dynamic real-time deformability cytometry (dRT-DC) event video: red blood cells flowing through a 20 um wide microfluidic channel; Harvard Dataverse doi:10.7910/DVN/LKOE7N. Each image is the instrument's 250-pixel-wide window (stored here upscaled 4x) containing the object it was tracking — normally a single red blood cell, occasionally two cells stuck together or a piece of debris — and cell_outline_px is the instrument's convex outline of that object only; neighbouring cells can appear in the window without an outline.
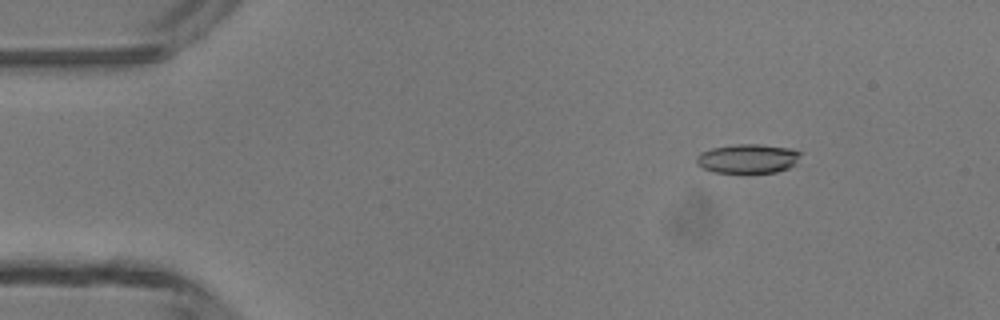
{"species": "common noctule bat (a hibernating species)", "species_latin": "Nyctalus noctula", "temperature_condition": "room temperature", "stored_images_in_passage": 3, "camera_frame_rate_fps": 3000, "um_per_image_px": 0.085, "animal": {"sex": "male", "body_mass_g": 13.3}, "frame": {"image": 1, "passage_image": 2, "time_ms": 1.0, "image_size_px": [1000, 320], "cell_outline_px": [[804, 152], [796, 164], [788, 168], [776, 172], [712, 172], [696, 164], [696, 156], [700, 152], [712, 148], [736, 144], [760, 144], [792, 148]], "centroid_in_image_um": [63.61, 13.47], "position_along_channel_um": 21.4, "area_um2": 17.92}}